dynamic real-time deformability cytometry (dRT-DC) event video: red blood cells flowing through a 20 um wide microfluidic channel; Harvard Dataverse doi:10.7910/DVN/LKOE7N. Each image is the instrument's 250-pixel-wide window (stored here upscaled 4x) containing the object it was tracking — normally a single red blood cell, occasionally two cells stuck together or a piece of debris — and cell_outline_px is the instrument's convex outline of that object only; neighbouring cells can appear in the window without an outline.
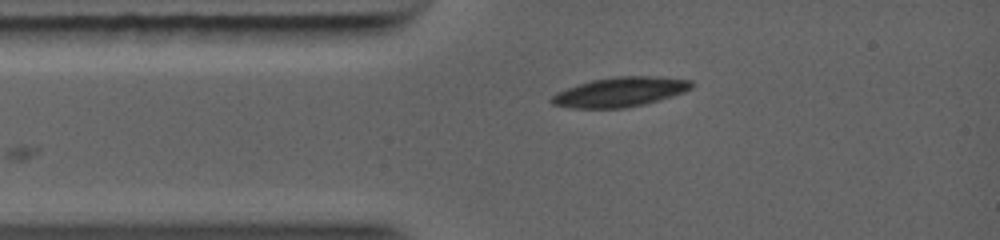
{"species": "common noctule bat (a hibernating species)", "species_latin": "Nyctalus noctula", "temperature_condition": "warm", "stored_images_in_passage": 3, "camera_frame_rate_fps": 5000, "um_per_image_px": 0.085, "animal": {"sex": "female", "body_mass_g": 19.0, "forearm_length_mm": 56.7}, "frame": {"image": 1, "passage_image": 1, "time_ms": 0.0, "image_size_px": [1000, 240], "cell_outline_px": [[696, 84], [692, 88], [684, 92], [660, 100], [644, 104], [624, 108], [576, 108], [552, 104], [548, 100], [556, 92], [592, 80], [616, 76], [660, 76], [692, 80]], "centroid_in_image_um": [52.76, 7.81], "position_along_channel_um": 32.2, "area_um2": 24.22}}